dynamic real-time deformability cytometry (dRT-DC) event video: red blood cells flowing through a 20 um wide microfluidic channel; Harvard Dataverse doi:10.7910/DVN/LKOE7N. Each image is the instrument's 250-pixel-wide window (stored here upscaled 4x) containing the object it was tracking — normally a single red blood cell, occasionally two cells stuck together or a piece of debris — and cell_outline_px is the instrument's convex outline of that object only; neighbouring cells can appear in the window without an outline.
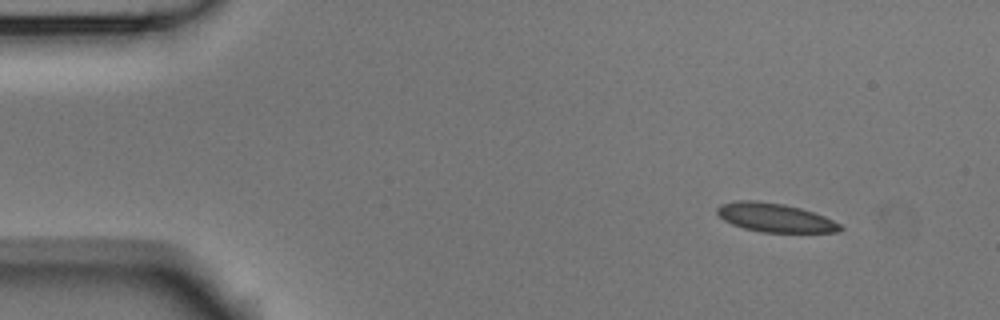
{"species": "Egyptian fruit bat (a non-hibernating species)", "species_latin": "Rousettus aegyptiacus", "temperature_condition": "room temperature", "stored_images_in_passage": 2, "camera_frame_rate_fps": 3000, "um_per_image_px": 0.085, "animal": {"sex": "male"}, "frame": {"image": 1, "passage_image": 1, "time_ms": 0.0, "image_size_px": [1000, 320], "cell_outline_px": [[844, 228], [840, 232], [760, 232], [744, 228], [732, 224], [724, 220], [716, 212], [716, 208], [720, 204], [736, 200], [756, 200], [784, 204], [800, 208], [824, 216], [840, 224]], "centroid_in_image_um": [65.85, 18.49], "position_along_channel_um": 19.1, "area_um2": 20.63}}